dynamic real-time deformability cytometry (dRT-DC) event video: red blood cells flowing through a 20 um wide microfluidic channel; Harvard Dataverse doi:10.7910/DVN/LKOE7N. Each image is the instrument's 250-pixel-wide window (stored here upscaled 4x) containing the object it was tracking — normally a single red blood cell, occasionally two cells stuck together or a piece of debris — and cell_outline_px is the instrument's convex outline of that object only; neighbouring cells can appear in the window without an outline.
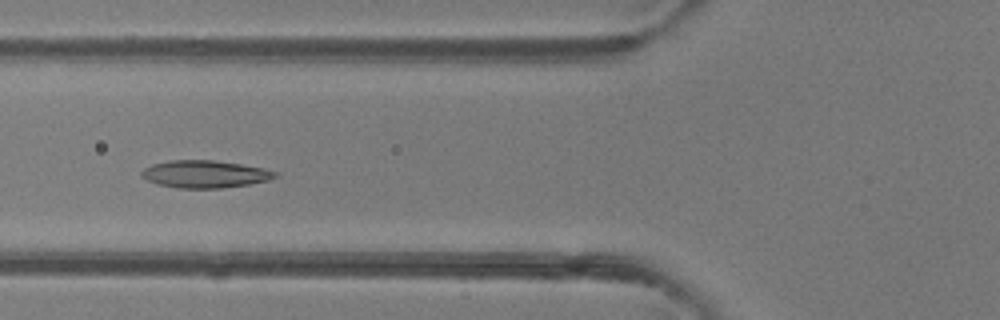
{"species": "common noctule bat (a hibernating species)", "species_latin": "Nyctalus noctula", "temperature_condition": "room temperature", "stored_images_in_passage": 6, "camera_frame_rate_fps": 3000, "um_per_image_px": 0.085, "animal": {"sex": "female"}, "frame": {"image": 1, "passage_image": 5, "time_ms": 4.667, "image_size_px": [1000, 320], "cell_outline_px": [[276, 176], [268, 180], [248, 184], [220, 188], [176, 188], [156, 184], [140, 176], [140, 172], [144, 168], [152, 164], [168, 160], [212, 160], [240, 164], [264, 168], [276, 172]], "centroid_in_image_um": [17.35, 14.79], "position_along_channel_um": 108.5, "area_um2": 21.27}}
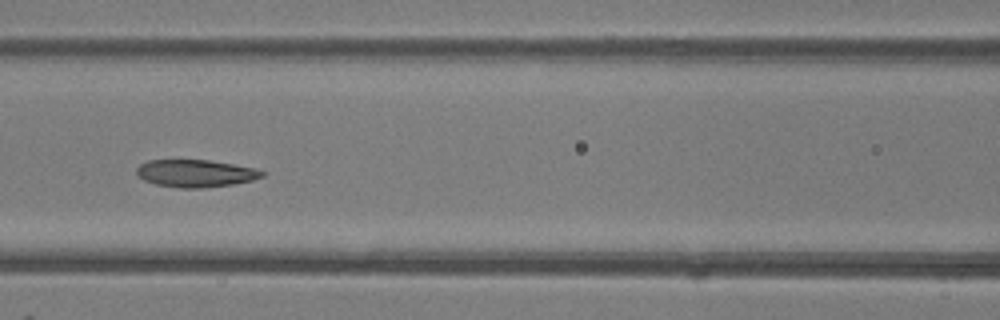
{"frame": {"image": 2, "passage_image": 6, "time_ms": 5.667, "image_size_px": [1000, 320], "cell_outline_px": [[264, 176], [252, 180], [236, 184], [204, 188], [180, 188], [156, 184], [144, 180], [136, 172], [136, 168], [140, 164], [148, 160], [208, 160], [256, 168], [264, 172]], "centroid_in_image_um": [16.64, 14.74], "position_along_channel_um": 150.0, "area_um2": 20.06}}